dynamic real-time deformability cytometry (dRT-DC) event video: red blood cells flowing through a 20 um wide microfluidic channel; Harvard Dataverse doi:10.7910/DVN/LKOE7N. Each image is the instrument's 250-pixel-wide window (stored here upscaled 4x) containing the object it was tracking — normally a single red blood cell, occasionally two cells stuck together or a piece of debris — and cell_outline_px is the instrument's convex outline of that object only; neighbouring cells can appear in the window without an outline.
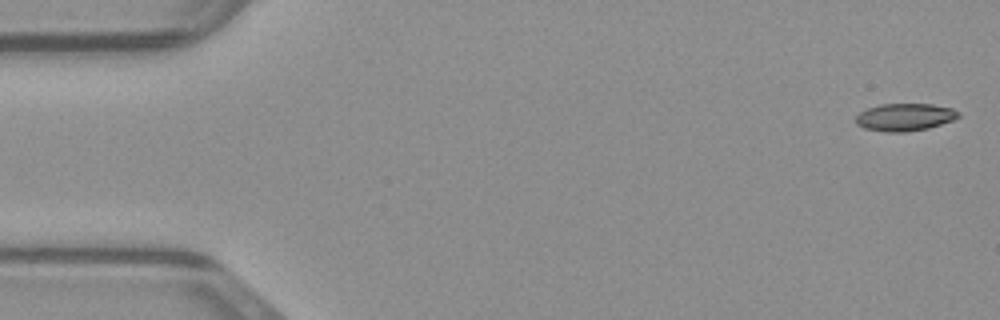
{"species": "common noctule bat (a hibernating species)", "species_latin": "Nyctalus noctula", "temperature_condition": "warm", "stored_images_in_passage": 48, "camera_frame_rate_fps": 3000, "um_per_image_px": 0.085, "animal": {"sex": "male", "body_mass_g": 23.1, "forearm_length_mm": 52.7}, "frame": {"image": 1, "passage_image": 1, "time_ms": 0.0, "image_size_px": [1000, 320], "cell_outline_px": [[960, 116], [952, 120], [928, 128], [904, 132], [884, 132], [864, 128], [856, 124], [856, 116], [860, 112], [868, 108], [880, 104], [932, 104], [952, 108], [960, 112]], "centroid_in_image_um": [76.9, 9.95], "position_along_channel_um": 8.1, "area_um2": 16.42}}
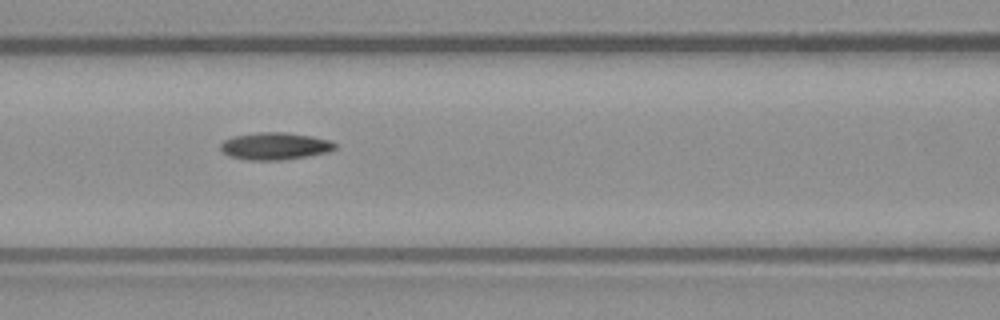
{"frame": {"image": 2, "passage_image": 20, "time_ms": 6.333, "image_size_px": [1000, 320], "cell_outline_px": [[336, 148], [328, 152], [308, 156], [280, 160], [252, 160], [232, 156], [224, 152], [220, 148], [220, 144], [224, 140], [236, 136], [260, 132], [284, 132], [312, 136], [332, 140], [336, 144]], "centroid_in_image_um": [23.43, 12.41], "position_along_channel_um": 143.2, "area_um2": 17.98}}
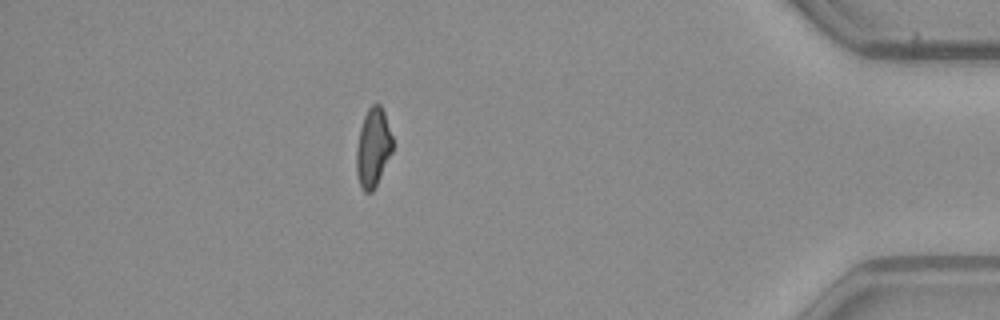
{"frame": {"image": 3, "passage_image": 42, "time_ms": 13.667, "image_size_px": [1000, 320], "cell_outline_px": [[392, 152], [372, 192], [364, 192], [360, 188], [356, 172], [356, 148], [360, 128], [364, 116], [368, 108], [372, 104], [380, 104], [384, 112], [392, 136]], "centroid_in_image_um": [31.69, 12.55], "position_along_channel_um": 403.5, "area_um2": 16.53}}